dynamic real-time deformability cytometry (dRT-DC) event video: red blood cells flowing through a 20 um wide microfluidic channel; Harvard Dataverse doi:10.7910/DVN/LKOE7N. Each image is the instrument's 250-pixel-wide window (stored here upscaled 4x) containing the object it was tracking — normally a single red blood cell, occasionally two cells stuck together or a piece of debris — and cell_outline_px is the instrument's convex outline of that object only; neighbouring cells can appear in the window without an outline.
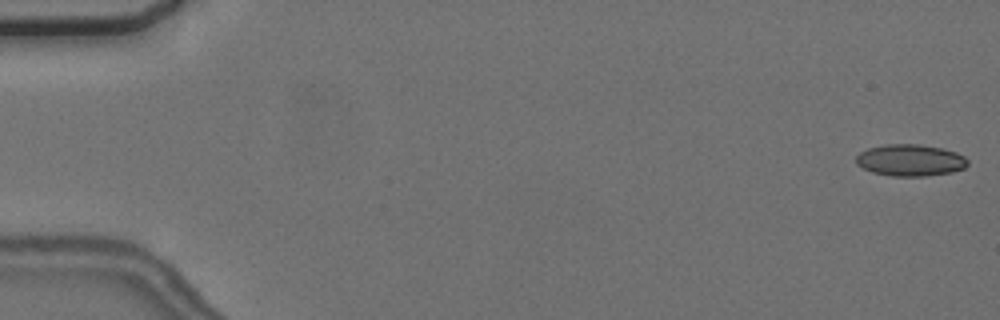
{"species": "common noctule bat (a hibernating species)", "species_latin": "Nyctalus noctula", "temperature_condition": "cold", "stored_images_in_passage": 4, "camera_frame_rate_fps": 3000, "um_per_image_px": 0.085, "animal": {"sex": "female", "body_mass_g": 24.6, "forearm_length_mm": 56.2}, "frame": {"image": 1, "passage_image": 1, "time_ms": 0.0, "image_size_px": [1000, 320], "cell_outline_px": [[968, 164], [964, 168], [952, 172], [924, 176], [892, 176], [872, 172], [856, 164], [856, 156], [860, 152], [868, 148], [884, 144], [920, 144], [940, 148], [956, 152], [964, 156], [968, 160]], "centroid_in_image_um": [77.37, 13.61], "position_along_channel_um": 7.6, "area_um2": 20.63}}